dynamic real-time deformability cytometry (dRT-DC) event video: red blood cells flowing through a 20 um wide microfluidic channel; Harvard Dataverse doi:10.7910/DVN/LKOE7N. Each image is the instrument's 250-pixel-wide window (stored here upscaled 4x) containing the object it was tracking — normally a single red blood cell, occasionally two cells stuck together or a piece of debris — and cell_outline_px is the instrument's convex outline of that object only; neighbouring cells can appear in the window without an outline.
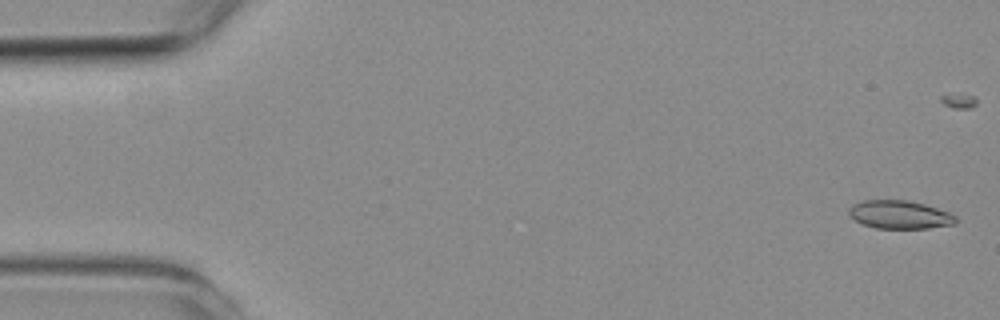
{"species": "common noctule bat (a hibernating species)", "species_latin": "Nyctalus noctula", "temperature_condition": "room temperature", "stored_images_in_passage": 6, "camera_frame_rate_fps": 3000, "um_per_image_px": 0.085, "animal": {"sex": "female", "body_mass_g": 19.3, "forearm_length_mm": 54.1}, "frame": {"image": 1, "passage_image": 1, "time_ms": 0.0, "image_size_px": [1000, 320], "cell_outline_px": [[956, 224], [928, 228], [876, 228], [864, 224], [856, 220], [848, 212], [848, 208], [852, 204], [864, 200], [908, 200], [924, 204], [948, 212], [956, 216]], "centroid_in_image_um": [76.48, 18.24], "position_along_channel_um": 8.5, "area_um2": 17.46}}